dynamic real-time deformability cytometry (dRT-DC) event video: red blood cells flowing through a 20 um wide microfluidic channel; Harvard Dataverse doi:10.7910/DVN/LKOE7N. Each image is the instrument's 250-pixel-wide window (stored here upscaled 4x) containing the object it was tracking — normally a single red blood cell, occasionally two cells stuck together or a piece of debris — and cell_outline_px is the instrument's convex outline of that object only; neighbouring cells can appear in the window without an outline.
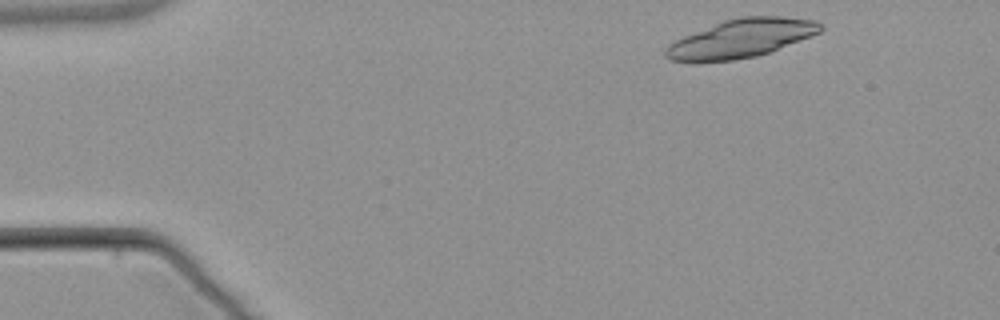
{"species": "common noctule bat (a hibernating species)", "species_latin": "Nyctalus noctula", "temperature_condition": "warm", "stored_images_in_passage": 3, "camera_frame_rate_fps": 3000, "um_per_image_px": 0.085, "animal": {"sex": "male", "body_mass_g": 21.5, "forearm_length_mm": 52.0}, "frame": {"image": 1, "passage_image": 1, "time_ms": 0.0, "image_size_px": [1000, 320], "cell_outline_px": [[824, 28], [820, 32], [768, 52], [756, 56], [732, 60], [672, 60], [664, 56], [664, 48], [668, 44], [684, 36], [724, 20], [740, 16], [780, 16], [816, 20]], "centroid_in_image_um": [63.01, 3.24], "position_along_channel_um": 22.0, "area_um2": 33.93}}